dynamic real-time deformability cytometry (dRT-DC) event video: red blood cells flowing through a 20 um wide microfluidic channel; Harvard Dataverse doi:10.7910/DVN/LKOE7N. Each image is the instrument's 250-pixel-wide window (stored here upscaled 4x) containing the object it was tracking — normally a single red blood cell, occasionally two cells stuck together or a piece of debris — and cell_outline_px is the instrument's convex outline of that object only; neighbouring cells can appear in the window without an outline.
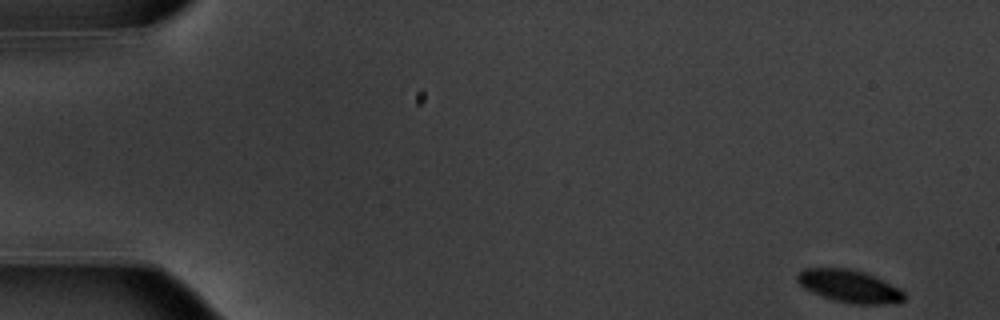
{"species": "common noctule bat (a hibernating species)", "species_latin": "Nyctalus noctula", "temperature_condition": "warm", "stored_images_in_passage": 14, "camera_frame_rate_fps": 3000, "um_per_image_px": 0.085, "animal": {"sex": "male", "body_mass_g": 20.1, "forearm_length_mm": 53.5}, "frame": {"image": 1, "passage_image": 1, "time_ms": 0.0, "image_size_px": [1000, 320], "cell_outline_px": [[904, 300], [896, 304], [852, 304], [832, 300], [820, 296], [804, 288], [796, 280], [796, 276], [804, 268], [852, 268], [864, 272], [900, 288], [904, 292]], "centroid_in_image_um": [72.2, 24.33], "position_along_channel_um": 12.8, "area_um2": 20.46}}
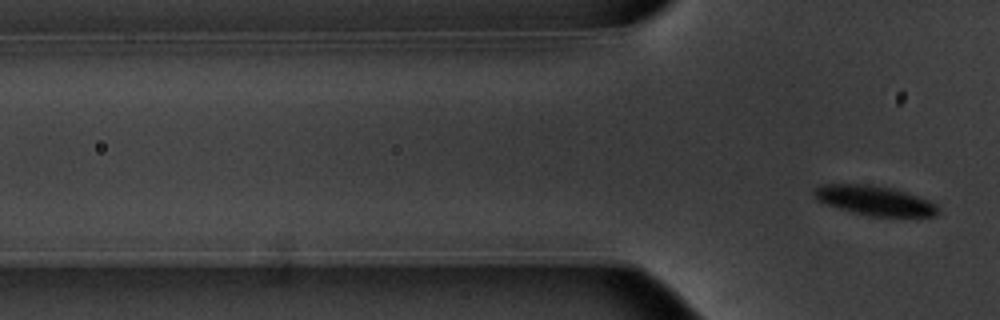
{"frame": {"image": 2, "passage_image": 14, "time_ms": 4.333, "image_size_px": [1000, 320], "cell_outline_px": [[940, 212], [936, 216], [868, 216], [852, 212], [816, 200], [812, 196], [812, 188], [820, 184], [872, 184], [892, 188], [928, 200], [936, 204], [940, 208]], "centroid_in_image_um": [74.3, 17.03], "position_along_channel_um": 51.5, "area_um2": 21.5}}